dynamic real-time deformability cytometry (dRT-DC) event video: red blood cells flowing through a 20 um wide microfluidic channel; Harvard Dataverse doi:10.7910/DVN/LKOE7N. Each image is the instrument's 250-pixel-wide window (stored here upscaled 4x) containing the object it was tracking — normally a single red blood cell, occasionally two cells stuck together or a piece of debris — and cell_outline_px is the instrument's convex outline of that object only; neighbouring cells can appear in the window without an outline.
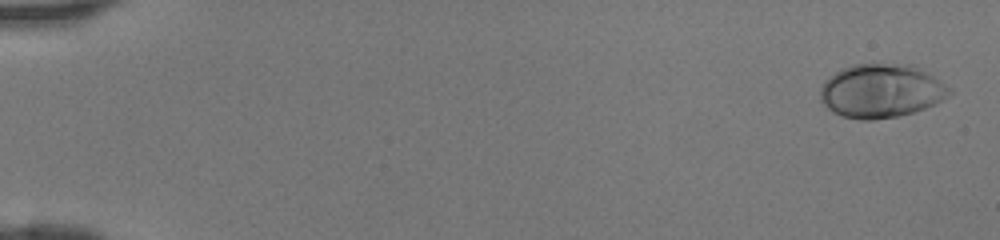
{"species": "human", "species_latin": "Homo sapiens", "temperature_condition": "room temperature", "stored_images_in_passage": 45, "camera_frame_rate_fps": 3000, "um_per_image_px": 0.085, "donor": {"sex": "female"}, "frame": {"image": 1, "passage_image": 1, "time_ms": 0.0, "image_size_px": [1000, 240], "cell_outline_px": [[952, 92], [948, 96], [924, 108], [900, 116], [872, 120], [860, 120], [844, 116], [832, 112], [820, 100], [820, 88], [824, 80], [840, 68], [852, 64], [912, 64], [952, 88]], "centroid_in_image_um": [74.86, 7.72], "position_along_channel_um": 10.1, "area_um2": 40.4}}
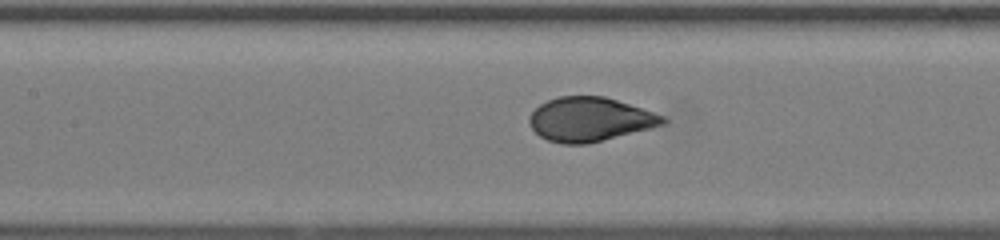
{"frame": {"image": 2, "passage_image": 22, "time_ms": 7.0, "image_size_px": [1000, 240], "cell_outline_px": [[668, 120], [664, 124], [652, 128], [584, 144], [560, 144], [548, 140], [540, 136], [532, 128], [528, 120], [528, 116], [540, 104], [548, 100], [560, 96], [604, 96], [664, 116]], "centroid_in_image_um": [50.11, 10.15], "position_along_channel_um": 157.3, "area_um2": 33.93}}
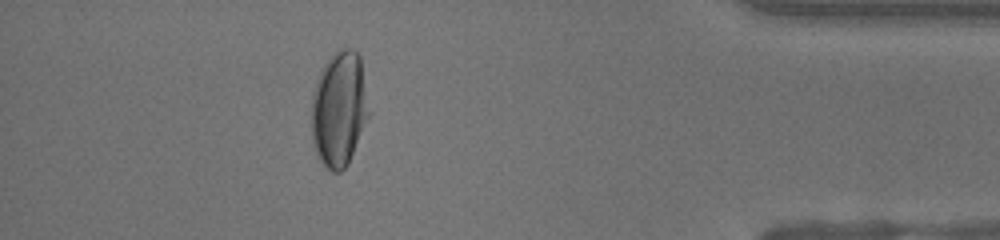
{"frame": {"image": 3, "passage_image": 41, "time_ms": 13.333, "image_size_px": [1000, 240], "cell_outline_px": [[372, 112], [348, 164], [340, 172], [332, 172], [320, 160], [316, 152], [312, 140], [312, 92], [316, 80], [328, 56], [340, 48], [352, 48], [360, 56]], "centroid_in_image_um": [28.86, 9.23], "position_along_channel_um": 406.3, "area_um2": 39.36}}